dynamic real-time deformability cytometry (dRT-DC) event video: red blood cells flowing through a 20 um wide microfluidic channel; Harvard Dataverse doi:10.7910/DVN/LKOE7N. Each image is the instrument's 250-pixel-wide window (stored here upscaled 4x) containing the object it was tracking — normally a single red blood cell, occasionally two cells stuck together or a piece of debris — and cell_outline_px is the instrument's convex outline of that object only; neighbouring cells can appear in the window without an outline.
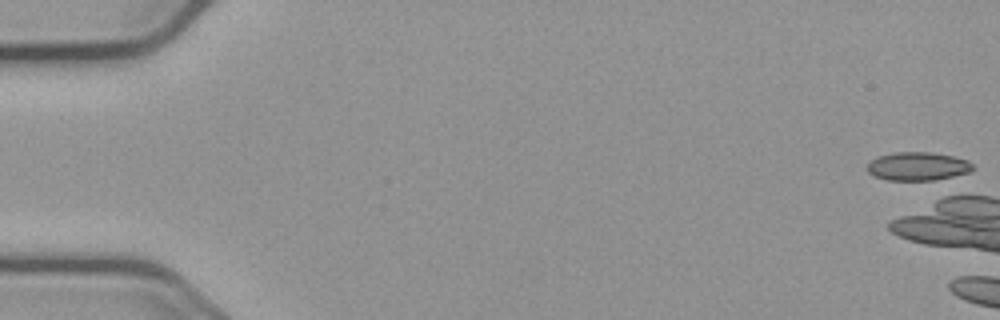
{"species": "common noctule bat (a hibernating species)", "species_latin": "Nyctalus noctula", "temperature_condition": "cold", "stored_images_in_passage": 2, "camera_frame_rate_fps": 3000, "um_per_image_px": 0.085, "animal": {"sex": "male", "body_mass_g": 23.1, "forearm_length_mm": 52.7}, "frame": {"image": 1, "passage_image": 1, "time_ms": 0.0, "image_size_px": [1000, 320], "cell_outline_px": [[976, 168], [968, 172], [944, 180], [888, 180], [876, 176], [868, 172], [868, 164], [876, 156], [896, 152], [928, 152], [952, 156], [968, 160]], "centroid_in_image_um": [78.05, 14.14], "position_along_channel_um": 6.9, "area_um2": 17.57}}